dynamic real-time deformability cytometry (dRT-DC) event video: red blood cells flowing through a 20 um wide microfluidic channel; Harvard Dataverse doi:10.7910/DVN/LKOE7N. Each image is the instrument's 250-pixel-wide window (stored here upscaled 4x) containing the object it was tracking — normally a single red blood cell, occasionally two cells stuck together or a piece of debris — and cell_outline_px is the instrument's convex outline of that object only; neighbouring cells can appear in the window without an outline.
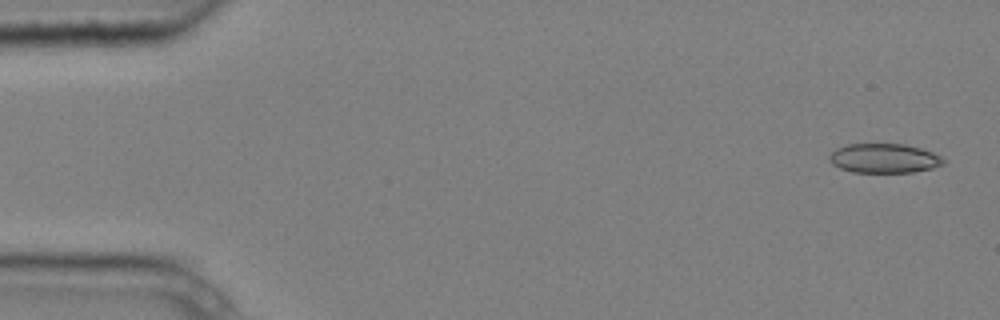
{"species": "common noctule bat (a hibernating species)", "species_latin": "Nyctalus noctula", "temperature_condition": "cold", "stored_images_in_passage": 5, "camera_frame_rate_fps": 3000, "um_per_image_px": 0.085, "animal": {"sex": "male", "body_mass_g": 20.4}, "frame": {"image": 1, "passage_image": 1, "time_ms": 0.0, "image_size_px": [1000, 320], "cell_outline_px": [[944, 164], [932, 168], [912, 172], [852, 172], [840, 168], [832, 164], [828, 160], [828, 156], [836, 148], [848, 144], [904, 144], [920, 148], [932, 152], [940, 156], [944, 160]], "centroid_in_image_um": [75.12, 13.45], "position_along_channel_um": 9.9, "area_um2": 19.48}}